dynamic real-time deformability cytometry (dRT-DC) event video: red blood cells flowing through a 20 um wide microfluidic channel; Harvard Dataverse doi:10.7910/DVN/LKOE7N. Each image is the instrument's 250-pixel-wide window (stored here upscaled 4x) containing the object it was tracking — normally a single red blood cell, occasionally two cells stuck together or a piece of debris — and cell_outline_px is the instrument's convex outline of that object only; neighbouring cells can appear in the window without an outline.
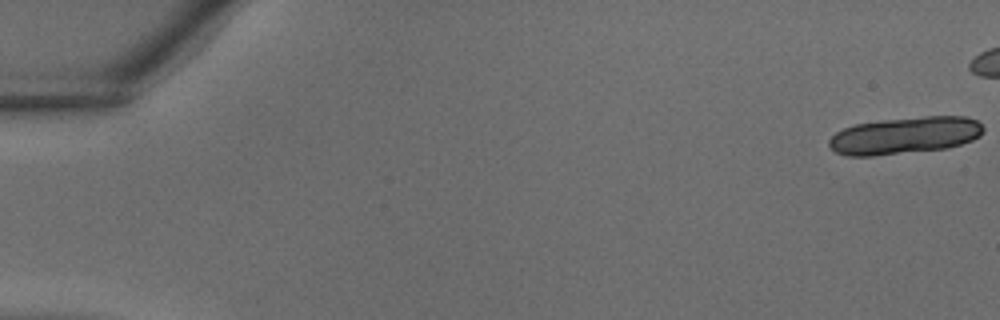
{"species": "common noctule bat (a hibernating species)", "species_latin": "Nyctalus noctula", "temperature_condition": "warm", "stored_images_in_passage": 9, "camera_frame_rate_fps": 3000, "um_per_image_px": 0.085, "animal": {"sex": "male", "body_mass_g": 18.8}, "frame": {"image": 1, "passage_image": 1, "time_ms": 0.0, "image_size_px": [1000, 320], "cell_outline_px": [[984, 132], [980, 136], [972, 140], [948, 148], [872, 156], [848, 156], [836, 152], [828, 144], [828, 140], [836, 132], [844, 128], [856, 124], [884, 120], [924, 116], [968, 116], [976, 120], [984, 128]], "centroid_in_image_um": [76.93, 11.51], "position_along_channel_um": 8.1, "area_um2": 33.29}}